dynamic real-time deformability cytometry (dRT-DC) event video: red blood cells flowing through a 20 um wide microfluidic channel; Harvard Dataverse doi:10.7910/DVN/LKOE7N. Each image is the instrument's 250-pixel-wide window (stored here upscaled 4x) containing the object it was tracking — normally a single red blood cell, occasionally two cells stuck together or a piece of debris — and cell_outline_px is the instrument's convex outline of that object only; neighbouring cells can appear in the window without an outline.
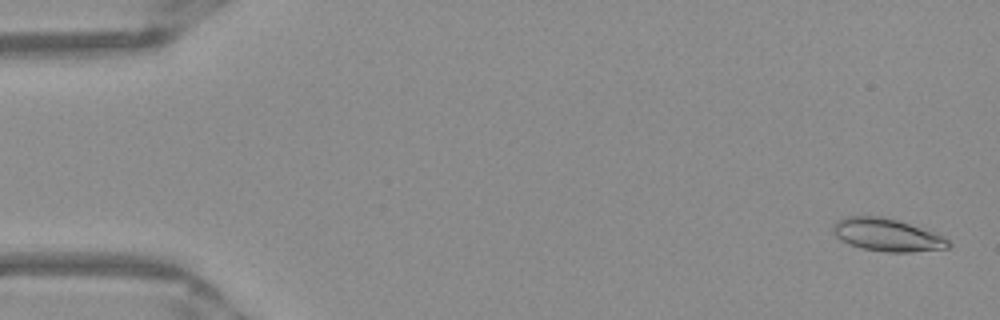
{"species": "Egyptian fruit bat (a non-hibernating species)", "species_latin": "Rousettus aegyptiacus", "temperature_condition": "warm", "stored_images_in_passage": 52, "camera_frame_rate_fps": 3000, "um_per_image_px": 0.085, "frame": {"image": 1, "passage_image": 2, "time_ms": 0.333, "image_size_px": [1000, 320], "cell_outline_px": [[952, 244], [948, 248], [912, 252], [888, 252], [860, 248], [848, 244], [840, 240], [836, 236], [832, 228], [832, 224], [836, 220], [848, 216], [880, 216], [896, 220], [944, 236]], "centroid_in_image_um": [75.36, 19.97], "position_along_channel_um": 9.6, "area_um2": 21.91}}
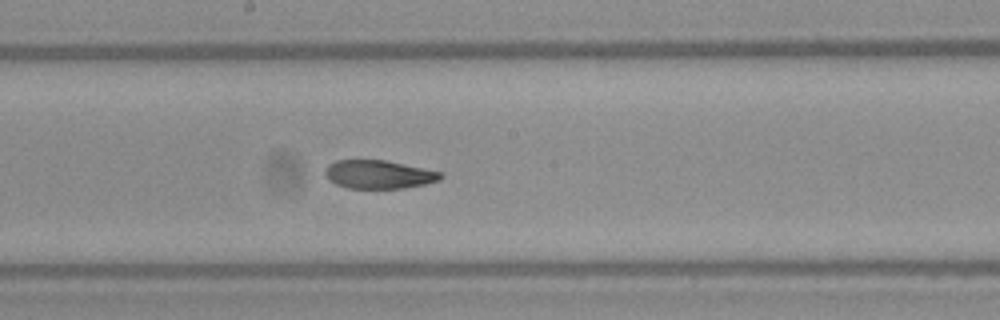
{"frame": {"image": 2, "passage_image": 28, "time_ms": 9.0, "image_size_px": [1000, 320], "cell_outline_px": [[444, 176], [440, 180], [424, 184], [404, 188], [348, 188], [336, 184], [328, 180], [324, 172], [324, 168], [328, 164], [336, 160], [384, 160], [444, 172]], "centroid_in_image_um": [32.19, 14.82], "position_along_channel_um": 216.0, "area_um2": 19.25}}
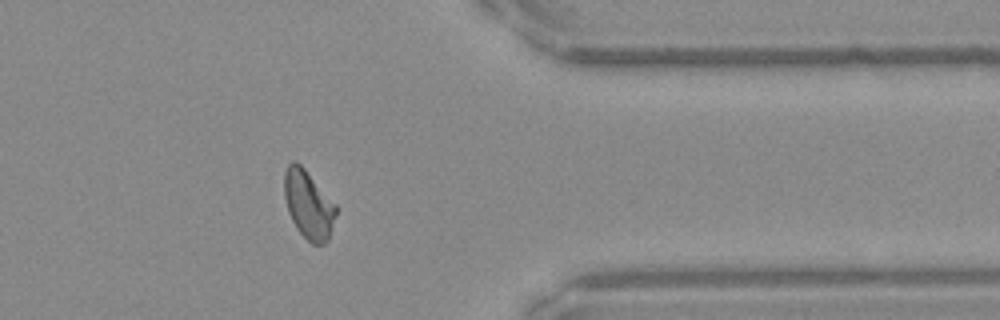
{"frame": {"image": 3, "passage_image": 42, "time_ms": 13.667, "image_size_px": [1000, 320], "cell_outline_px": [[336, 216], [328, 240], [324, 244], [312, 244], [296, 228], [288, 212], [284, 196], [284, 172], [288, 164], [292, 160], [296, 160], [304, 168], [336, 204]], "centroid_in_image_um": [26.21, 17.37], "position_along_channel_um": 385.2, "area_um2": 20.58}, "authors_computed_cell_mechanics": {"area_um2": 20.7502, "velocity_mm_per_s": 3.9452, "shape_relaxation_time_tau1_ms": 6.3874, "shape_relaxation_time_tau2_ms": 2.7612, "deformation_change_tau1": 0.2114, "deformation_change_tau2": 0.0921}}